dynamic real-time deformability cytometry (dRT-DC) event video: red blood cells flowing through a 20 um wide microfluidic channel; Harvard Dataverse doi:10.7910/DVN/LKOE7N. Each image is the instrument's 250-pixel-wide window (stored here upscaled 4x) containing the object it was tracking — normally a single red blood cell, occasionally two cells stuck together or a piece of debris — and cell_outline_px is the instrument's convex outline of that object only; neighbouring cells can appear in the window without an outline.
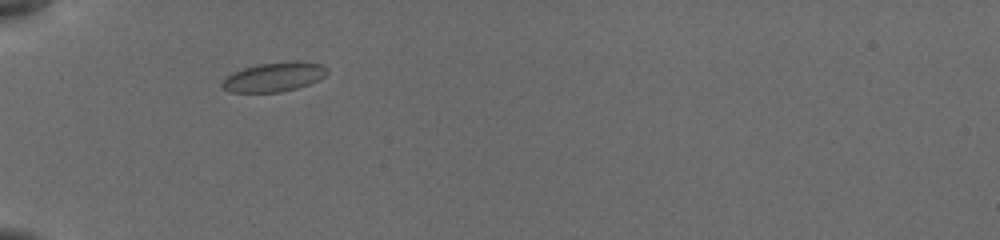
{"species": "common noctule bat (a hibernating species)", "species_latin": "Nyctalus noctula", "temperature_condition": "cold", "stored_images_in_passage": 67, "camera_frame_rate_fps": 3000, "um_per_image_px": 0.085, "animal": {"sex": "female", "body_mass_g": 19.5, "forearm_length_mm": 54.1}, "frame": {"image": 1, "passage_image": 1, "time_ms": 0.0, "image_size_px": [1000, 240], "cell_outline_px": [[328, 72], [324, 76], [308, 84], [296, 88], [280, 92], [228, 92], [220, 88], [220, 84], [228, 76], [244, 68], [260, 64], [296, 60], [320, 64], [328, 68]], "centroid_in_image_um": [23.28, 6.54], "position_along_channel_um": 61.7, "area_um2": 17.74}}
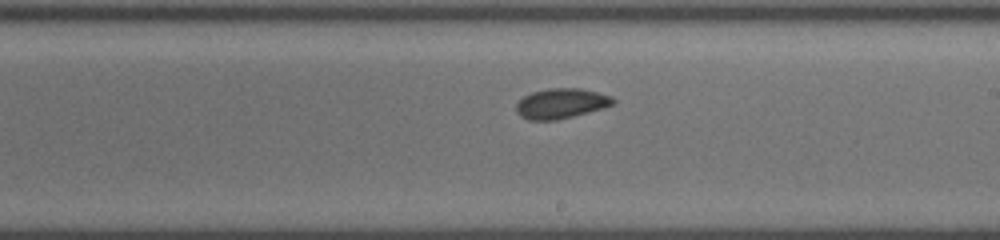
{"frame": {"image": 2, "passage_image": 21, "time_ms": 5.0, "image_size_px": [1000, 240], "cell_outline_px": [[616, 100], [612, 104], [604, 108], [556, 120], [528, 120], [520, 116], [516, 112], [516, 104], [524, 96], [532, 92], [548, 88], [580, 88], [612, 96]], "centroid_in_image_um": [47.68, 8.79], "position_along_channel_um": 241.3, "area_um2": 16.94}}
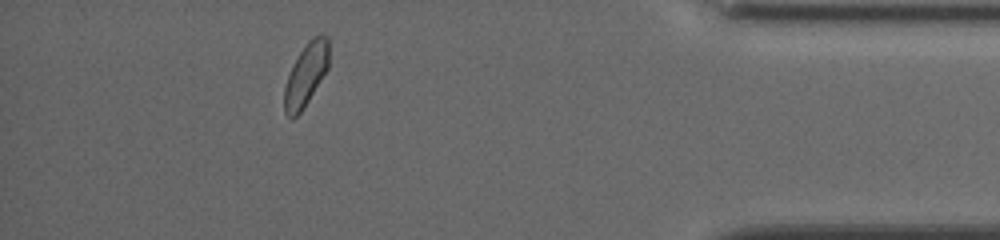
{"frame": {"image": 3, "passage_image": 51, "time_ms": 10.333, "image_size_px": [1000, 240], "cell_outline_px": [[328, 68], [308, 100], [300, 112], [292, 120], [284, 112], [284, 88], [288, 76], [300, 52], [308, 40], [312, 36], [320, 32], [328, 36]], "centroid_in_image_um": [26.01, 6.31], "position_along_channel_um": 409.2, "area_um2": 16.07}, "authors_computed_cell_mechanics": {"area_um2": 16.7042, "velocity_mm_per_s": 3.8281, "shape_relaxation_time_tau1_ms": 2.3041, "shape_relaxation_time_tau2_ms": 1.9605, "deformation_change_tau1": 0.0801, "deformation_change_tau2": 0.0567}}